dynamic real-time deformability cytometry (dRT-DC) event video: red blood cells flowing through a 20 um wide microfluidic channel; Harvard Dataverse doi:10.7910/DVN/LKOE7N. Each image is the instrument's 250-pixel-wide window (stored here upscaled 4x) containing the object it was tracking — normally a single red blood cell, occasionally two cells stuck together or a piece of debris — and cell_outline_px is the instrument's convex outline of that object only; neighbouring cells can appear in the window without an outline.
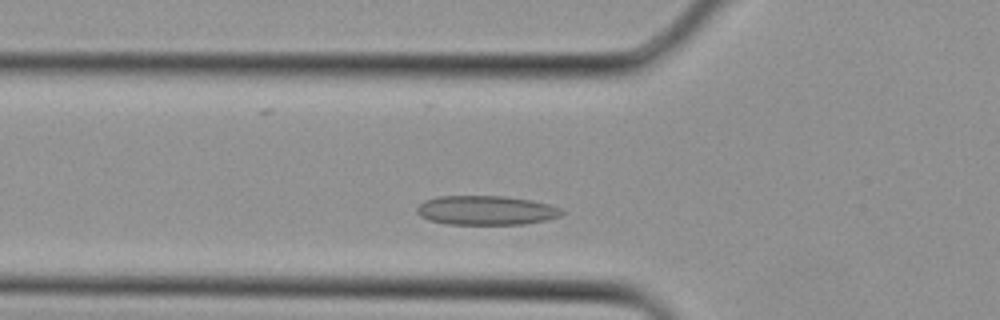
{"species": "Egyptian fruit bat (a non-hibernating species)", "species_latin": "Rousettus aegyptiacus", "temperature_condition": "cold", "stored_images_in_passage": 3, "camera_frame_rate_fps": 3000, "um_per_image_px": 0.085, "animal": {"sex": "female"}, "frame": {"image": 1, "passage_image": 3, "time_ms": 0.667, "image_size_px": [1000, 320], "cell_outline_px": [[564, 212], [560, 216], [548, 220], [524, 224], [448, 224], [428, 220], [420, 216], [416, 212], [416, 208], [424, 200], [440, 196], [504, 196], [532, 200], [548, 204], [560, 208]], "centroid_in_image_um": [41.31, 17.88], "position_along_channel_um": 84.5, "area_um2": 24.8}}